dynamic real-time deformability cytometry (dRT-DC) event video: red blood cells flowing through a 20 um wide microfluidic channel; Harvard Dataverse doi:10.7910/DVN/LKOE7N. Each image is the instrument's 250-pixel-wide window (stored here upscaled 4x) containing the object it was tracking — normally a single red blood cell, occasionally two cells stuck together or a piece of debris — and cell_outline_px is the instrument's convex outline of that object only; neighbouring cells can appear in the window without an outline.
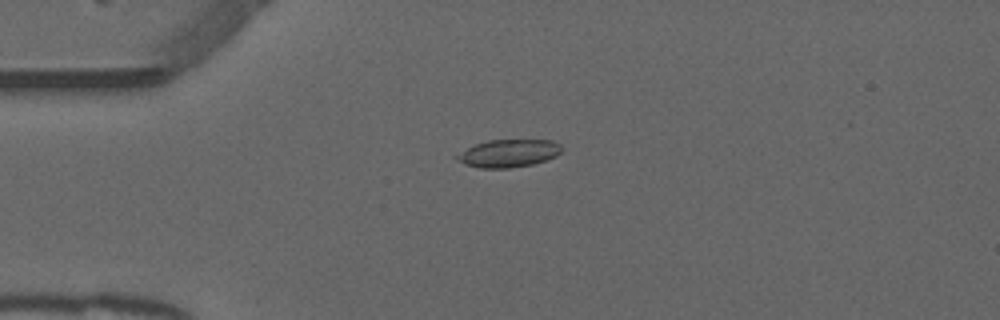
{"species": "common noctule bat (a hibernating species)", "species_latin": "Nyctalus noctula", "temperature_condition": "warm", "stored_images_in_passage": 42, "camera_frame_rate_fps": 3000, "um_per_image_px": 0.085, "animal": {"sex": "male", "forearm_length_mm": 52.5}, "frame": {"image": 1, "passage_image": 2, "time_ms": 0.333, "image_size_px": [1000, 320], "cell_outline_px": [[564, 148], [556, 156], [532, 164], [508, 168], [480, 168], [464, 164], [456, 160], [452, 156], [476, 144], [488, 140], [552, 140], [560, 144]], "centroid_in_image_um": [43.2, 13.03], "position_along_channel_um": 41.8, "area_um2": 16.94}}
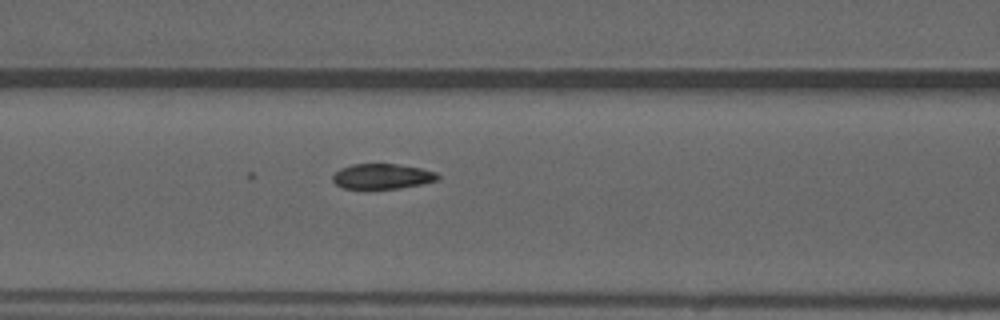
{"frame": {"image": 2, "passage_image": 11, "time_ms": 3.333, "image_size_px": [1000, 320], "cell_outline_px": [[440, 180], [400, 188], [344, 188], [336, 184], [332, 180], [332, 176], [340, 168], [352, 164], [396, 164], [420, 168], [436, 172], [440, 176]], "centroid_in_image_um": [32.5, 14.98], "position_along_channel_um": 134.1, "area_um2": 15.32}}
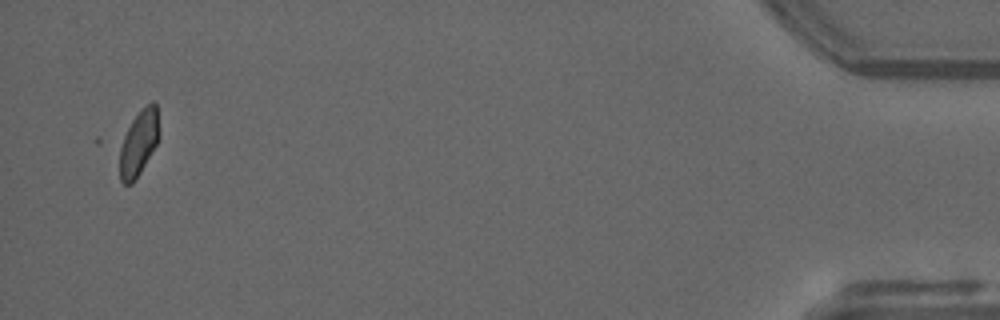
{"frame": {"image": 3, "passage_image": 40, "time_ms": 13.0, "image_size_px": [1000, 320], "cell_outline_px": [[160, 136], [156, 144], [136, 180], [132, 184], [124, 184], [120, 180], [120, 148], [124, 136], [132, 120], [140, 108], [152, 100], [156, 104], [160, 132]], "centroid_in_image_um": [11.81, 12.12], "position_along_channel_um": 423.4, "area_um2": 15.14}, "authors_computed_cell_mechanics": {"area_um2": 15.1147, "velocity_mm_per_s": 3.8912, "shape_relaxation_time_tau1_ms": null, "shape_relaxation_time_tau2_ms": 0.6646, "deformation_change_tau1": null, "deformation_change_tau2": 0.042}}